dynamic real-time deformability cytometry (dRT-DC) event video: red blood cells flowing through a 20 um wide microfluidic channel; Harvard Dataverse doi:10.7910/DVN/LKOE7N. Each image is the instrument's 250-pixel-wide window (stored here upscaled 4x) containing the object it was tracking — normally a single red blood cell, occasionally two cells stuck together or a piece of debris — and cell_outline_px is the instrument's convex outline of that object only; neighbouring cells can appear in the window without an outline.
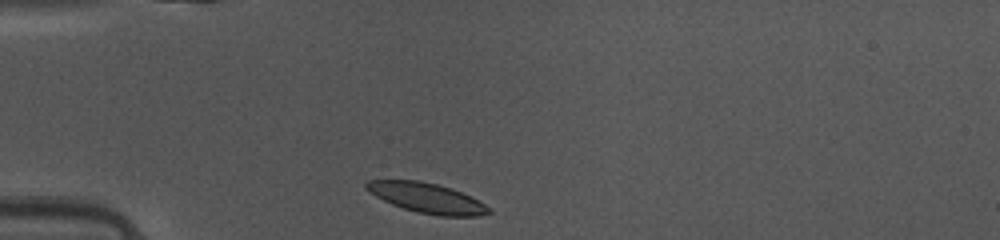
{"species": "common noctule bat (a hibernating species)", "species_latin": "Nyctalus noctula", "temperature_condition": "warm", "stored_images_in_passage": 36, "camera_frame_rate_fps": 3000, "um_per_image_px": 0.085, "animal": {"sex": "female", "body_mass_g": 10.0, "forearm_length_mm": 53.1}, "frame": {"image": 1, "passage_image": 1, "time_ms": 0.0, "image_size_px": [1000, 240], "cell_outline_px": [[492, 212], [480, 216], [440, 216], [416, 212], [392, 204], [376, 196], [364, 188], [364, 180], [420, 180], [436, 184], [460, 192], [484, 204]], "centroid_in_image_um": [36.22, 16.82], "position_along_channel_um": 48.8, "area_um2": 21.1}}
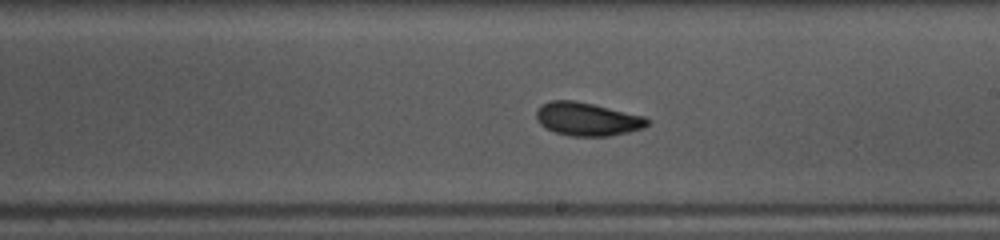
{"frame": {"image": 2, "passage_image": 16, "time_ms": 5.0, "image_size_px": [1000, 240], "cell_outline_px": [[652, 120], [644, 128], [628, 132], [608, 136], [568, 136], [544, 128], [536, 120], [536, 112], [540, 104], [548, 100], [576, 100], [644, 116]], "centroid_in_image_um": [49.89, 10.12], "position_along_channel_um": 239.1, "area_um2": 21.79}}
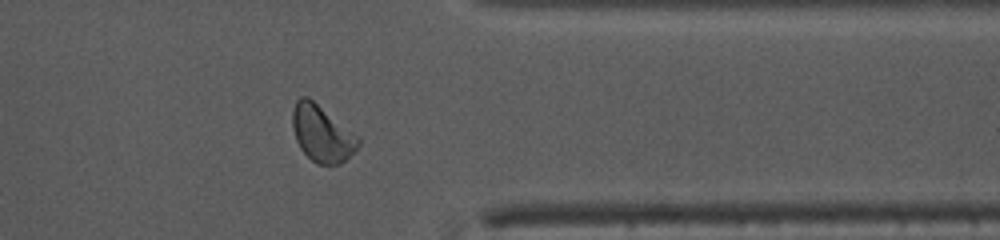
{"frame": {"image": 3, "passage_image": 27, "time_ms": 8.667, "image_size_px": [1000, 240], "cell_outline_px": [[360, 144], [340, 164], [316, 164], [300, 148], [296, 140], [292, 128], [292, 112], [296, 100], [300, 96], [308, 96], [360, 136]], "centroid_in_image_um": [27.36, 11.32], "position_along_channel_um": 384.0, "area_um2": 21.73}, "authors_computed_cell_mechanics": {"area_um2": 21.386, "velocity_mm_per_s": 4.1128, "shape_relaxation_time_tau1_ms": 2.748, "shape_relaxation_time_tau2_ms": 1.92, "deformation_change_tau1": 0.1135, "deformation_change_tau2": 0.0719}}